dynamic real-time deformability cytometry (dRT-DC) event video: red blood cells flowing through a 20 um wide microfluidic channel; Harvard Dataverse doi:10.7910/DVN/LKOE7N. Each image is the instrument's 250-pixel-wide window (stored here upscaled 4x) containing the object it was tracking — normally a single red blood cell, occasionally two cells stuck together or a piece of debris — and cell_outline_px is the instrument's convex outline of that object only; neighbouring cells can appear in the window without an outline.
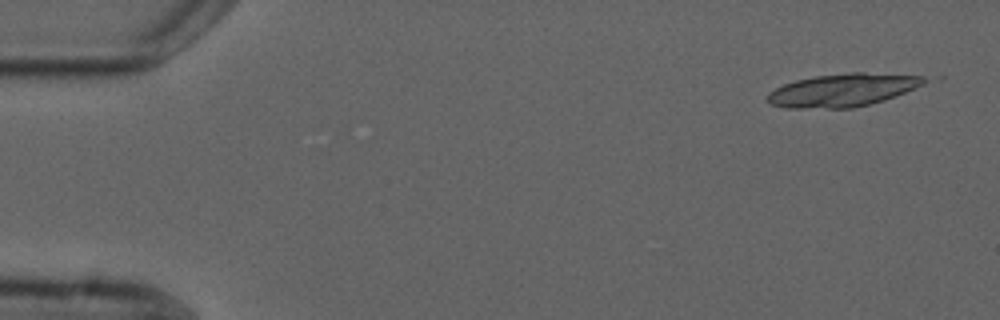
{"species": "common noctule bat (a hibernating species)", "species_latin": "Nyctalus noctula", "temperature_condition": "cold", "stored_images_in_passage": 5, "camera_frame_rate_fps": 3000, "um_per_image_px": 0.085, "animal": {"sex": "male", "forearm_length_mm": 52.5}, "frame": {"image": 1, "passage_image": 1, "time_ms": 0.0, "image_size_px": [1000, 320], "cell_outline_px": [[932, 80], [924, 84], [896, 96], [884, 100], [852, 108], [788, 108], [772, 104], [764, 100], [764, 96], [768, 92], [784, 84], [796, 80], [816, 76], [852, 72], [864, 72], [924, 76]], "centroid_in_image_um": [71.63, 7.65], "position_along_channel_um": 13.4, "area_um2": 30.23}}